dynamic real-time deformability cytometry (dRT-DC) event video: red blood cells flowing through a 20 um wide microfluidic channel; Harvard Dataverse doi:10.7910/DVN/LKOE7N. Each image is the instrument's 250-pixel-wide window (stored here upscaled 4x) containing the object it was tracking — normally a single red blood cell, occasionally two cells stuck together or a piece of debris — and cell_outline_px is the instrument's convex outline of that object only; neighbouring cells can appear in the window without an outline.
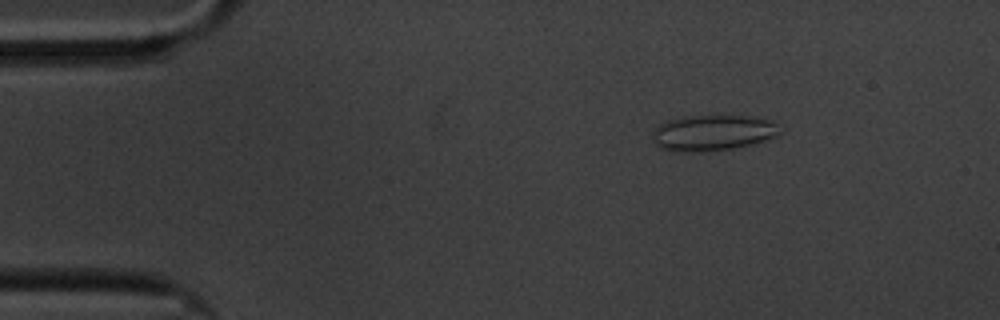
{"species": "common noctule bat (a hibernating species)", "species_latin": "Nyctalus noctula", "temperature_condition": "cold", "stored_images_in_passage": 51, "camera_frame_rate_fps": 3000, "um_per_image_px": 0.085, "animal": {"sex": "male", "body_mass_g": 20.1, "forearm_length_mm": 53.5}, "frame": {"image": 1, "passage_image": 1, "time_ms": 0.0, "image_size_px": [1000, 320], "cell_outline_px": [[780, 132], [776, 136], [752, 144], [732, 148], [700, 152], [672, 152], [660, 148], [652, 140], [652, 132], [660, 124], [668, 120], [684, 116], [744, 116], [768, 120], [776, 124]], "centroid_in_image_um": [60.51, 11.3], "position_along_channel_um": 24.5, "area_um2": 26.41}}
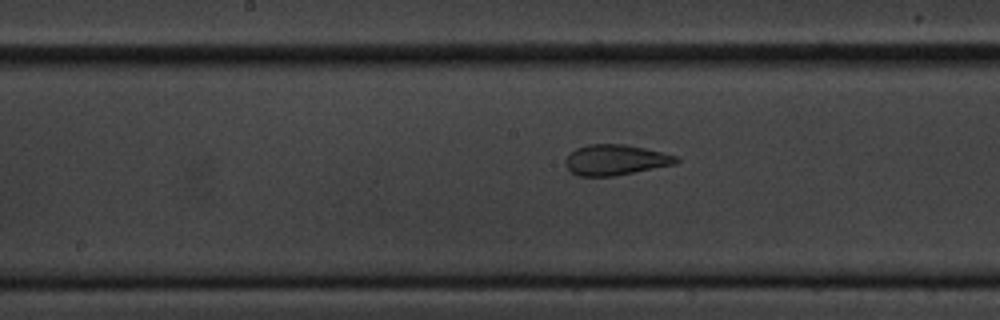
{"frame": {"image": 2, "passage_image": 22, "time_ms": 7.0, "image_size_px": [1000, 320], "cell_outline_px": [[680, 160], [676, 164], [612, 176], [576, 176], [568, 168], [568, 156], [576, 148], [588, 144], [624, 144], [644, 148], [676, 156]], "centroid_in_image_um": [52.34, 13.59], "position_along_channel_um": 195.9, "area_um2": 19.31}}
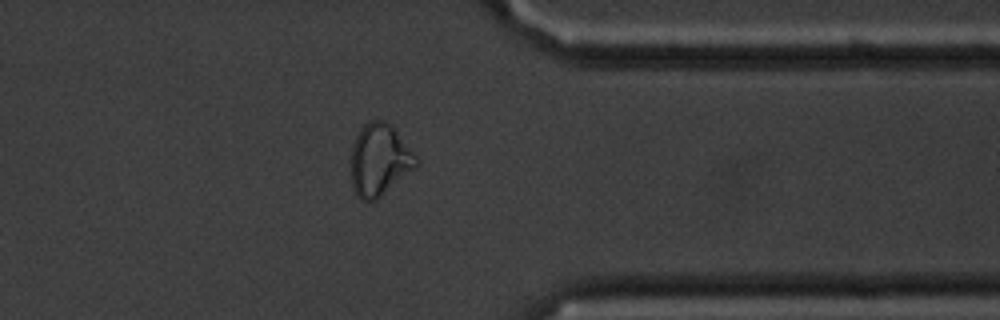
{"frame": {"image": 3, "passage_image": 39, "time_ms": 12.667, "image_size_px": [1000, 320], "cell_outline_px": [[420, 164], [416, 168], [376, 200], [360, 200], [356, 196], [352, 188], [352, 144], [360, 128], [364, 124], [372, 120], [384, 120], [392, 124], [420, 160]], "centroid_in_image_um": [32.28, 13.58], "position_along_channel_um": 379.1, "area_um2": 27.63}, "authors_computed_cell_mechanics": {"area_um2": 22.831, "velocity_mm_per_s": 3.3747, "shape_relaxation_time_tau1_ms": null, "shape_relaxation_time_tau2_ms": 1.1306, "deformation_change_tau1": null, "deformation_change_tau2": 0.0651}}